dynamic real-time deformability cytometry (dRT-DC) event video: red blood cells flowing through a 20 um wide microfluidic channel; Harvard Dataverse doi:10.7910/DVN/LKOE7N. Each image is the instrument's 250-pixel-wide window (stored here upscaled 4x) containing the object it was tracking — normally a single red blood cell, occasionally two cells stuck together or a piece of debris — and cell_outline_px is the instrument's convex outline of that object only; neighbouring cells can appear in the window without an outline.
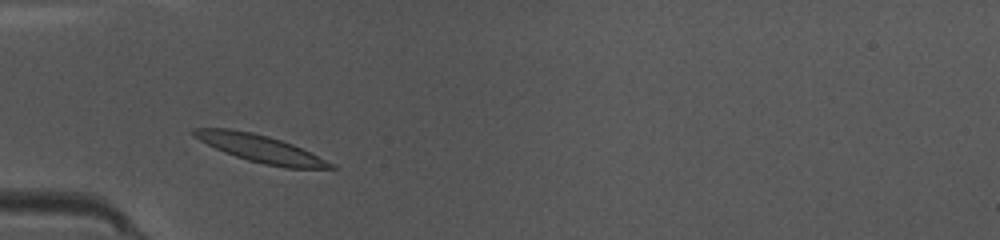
{"species": "common noctule bat (a hibernating species)", "species_latin": "Nyctalus noctula", "temperature_condition": "warm", "stored_images_in_passage": 38, "camera_frame_rate_fps": 3000, "um_per_image_px": 0.085, "animal": {"sex": "female", "body_mass_g": 10.0, "forearm_length_mm": 53.1}, "frame": {"image": 1, "passage_image": 5, "time_ms": 1.333, "image_size_px": [1000, 240], "cell_outline_px": [[336, 168], [284, 168], [264, 164], [248, 160], [224, 152], [192, 136], [192, 128], [228, 128], [252, 132], [268, 136], [292, 144], [336, 164]], "centroid_in_image_um": [22.13, 12.63], "position_along_channel_um": 62.9, "area_um2": 21.62}}
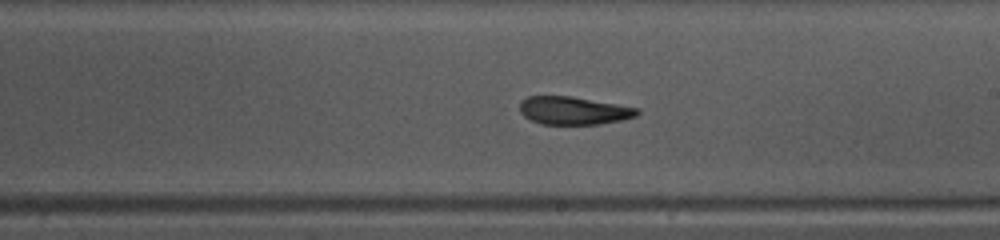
{"frame": {"image": 2, "passage_image": 18, "time_ms": 5.667, "image_size_px": [1000, 240], "cell_outline_px": [[640, 112], [636, 116], [620, 120], [600, 124], [540, 124], [524, 116], [520, 112], [520, 100], [528, 96], [572, 96], [640, 108]], "centroid_in_image_um": [48.75, 9.39], "position_along_channel_um": 240.2, "area_um2": 19.19}}
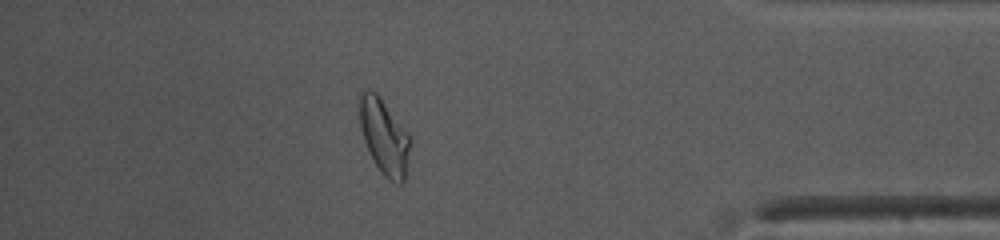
{"frame": {"image": 3, "passage_image": 32, "time_ms": 10.333, "image_size_px": [1000, 240], "cell_outline_px": [[412, 140], [404, 180], [400, 184], [396, 184], [388, 180], [384, 176], [376, 164], [364, 140], [360, 128], [356, 104], [356, 96], [360, 88], [368, 88], [376, 92]], "centroid_in_image_um": [32.58, 11.53], "position_along_channel_um": 402.6, "area_um2": 22.6}, "authors_computed_cell_mechanics": {"area_um2": 20.2878, "velocity_mm_per_s": 4.1385, "shape_relaxation_time_tau1_ms": 8.7218, "shape_relaxation_time_tau2_ms": 2.6412, "deformation_change_tau1": 0.2571, "deformation_change_tau2": 0.102}}